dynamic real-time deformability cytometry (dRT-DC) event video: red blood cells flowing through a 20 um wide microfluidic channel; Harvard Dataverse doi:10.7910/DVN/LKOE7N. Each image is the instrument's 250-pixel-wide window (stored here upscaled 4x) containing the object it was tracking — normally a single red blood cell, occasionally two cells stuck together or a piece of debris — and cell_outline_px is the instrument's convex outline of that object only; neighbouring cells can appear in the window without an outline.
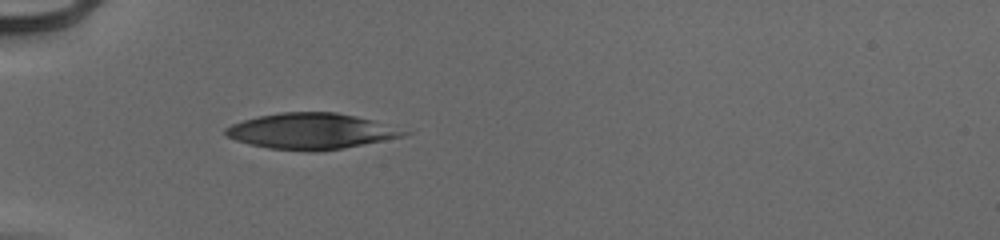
{"species": "human", "species_latin": "Homo sapiens", "temperature_condition": "cold", "stored_images_in_passage": 36, "camera_frame_rate_fps": 3000, "um_per_image_px": 0.085, "donor": {"sex": "male"}, "frame": {"image": 1, "passage_image": 1, "time_ms": 0.0, "image_size_px": [1000, 240], "cell_outline_px": [[412, 132], [404, 136], [344, 148], [316, 152], [308, 152], [268, 148], [248, 144], [236, 140], [228, 136], [224, 132], [224, 128], [232, 124], [256, 116], [280, 112], [336, 112], [356, 116], [372, 120]], "centroid_in_image_um": [26.42, 11.15], "position_along_channel_um": 58.6, "area_um2": 37.34}}
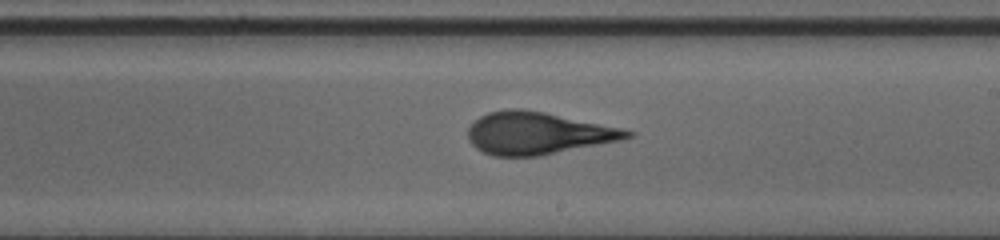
{"frame": {"image": 2, "passage_image": 16, "time_ms": 5.0, "image_size_px": [1000, 240], "cell_outline_px": [[636, 132], [632, 136], [620, 140], [540, 156], [492, 156], [476, 148], [468, 140], [468, 128], [480, 116], [488, 112], [508, 108], [520, 108], [544, 112], [624, 128]], "centroid_in_image_um": [45.7, 11.32], "position_along_channel_um": 243.3, "area_um2": 39.25}}
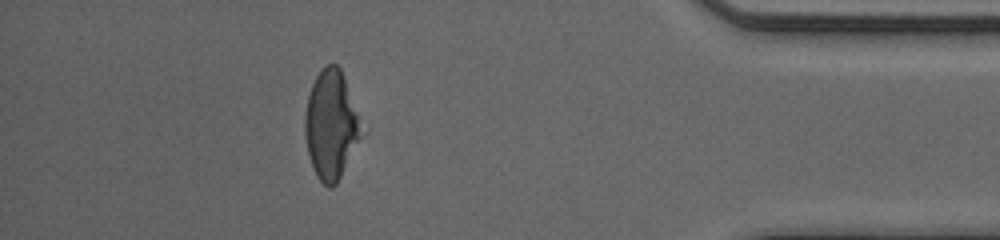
{"frame": {"image": 3, "passage_image": 31, "time_ms": 10.0, "image_size_px": [1000, 240], "cell_outline_px": [[368, 132], [336, 184], [332, 188], [328, 188], [316, 176], [308, 152], [304, 132], [304, 116], [308, 96], [312, 84], [316, 76], [328, 64], [336, 64], [340, 68], [368, 128]], "centroid_in_image_um": [28.25, 10.64], "position_along_channel_um": 407.0, "area_um2": 37.22}, "authors_computed_cell_mechanics": {"area_um2": 38.3792, "velocity_mm_per_s": 3.9727, "shape_relaxation_time_tau1_ms": 4.0098, "shape_relaxation_time_tau2_ms": 1.2992, "deformation_change_tau1": 0.1774, "deformation_change_tau2": 0.101}}